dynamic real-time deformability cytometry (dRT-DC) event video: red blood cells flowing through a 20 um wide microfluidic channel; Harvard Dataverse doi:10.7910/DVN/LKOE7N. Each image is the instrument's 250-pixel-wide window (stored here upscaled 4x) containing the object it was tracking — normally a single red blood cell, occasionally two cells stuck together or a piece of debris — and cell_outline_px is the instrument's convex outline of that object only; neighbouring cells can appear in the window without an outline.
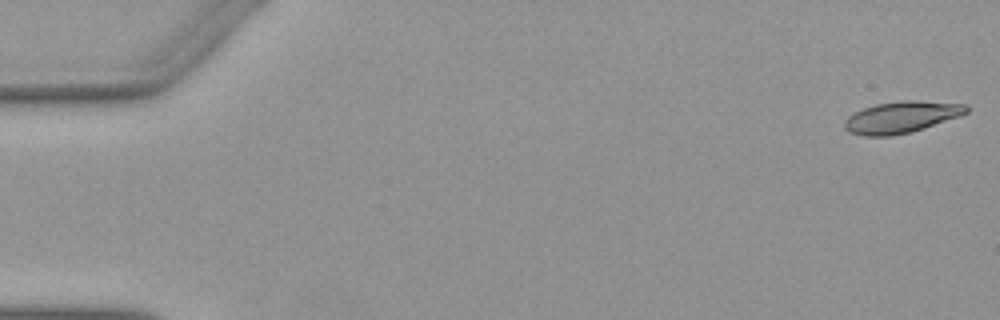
{"species": "Egyptian fruit bat (a non-hibernating species)", "species_latin": "Rousettus aegyptiacus", "temperature_condition": "warm", "stored_images_in_passage": 5, "camera_frame_rate_fps": 3000, "um_per_image_px": 0.085, "animal": {"sex": "female"}, "frame": {"image": 1, "passage_image": 1, "time_ms": 0.0, "image_size_px": [1000, 320], "cell_outline_px": [[968, 112], [960, 116], [912, 132], [892, 136], [864, 136], [848, 132], [844, 128], [844, 120], [848, 116], [864, 108], [876, 104], [904, 100], [916, 100], [964, 104], [968, 108]], "centroid_in_image_um": [76.6, 9.97], "position_along_channel_um": 8.4, "area_um2": 22.43}}